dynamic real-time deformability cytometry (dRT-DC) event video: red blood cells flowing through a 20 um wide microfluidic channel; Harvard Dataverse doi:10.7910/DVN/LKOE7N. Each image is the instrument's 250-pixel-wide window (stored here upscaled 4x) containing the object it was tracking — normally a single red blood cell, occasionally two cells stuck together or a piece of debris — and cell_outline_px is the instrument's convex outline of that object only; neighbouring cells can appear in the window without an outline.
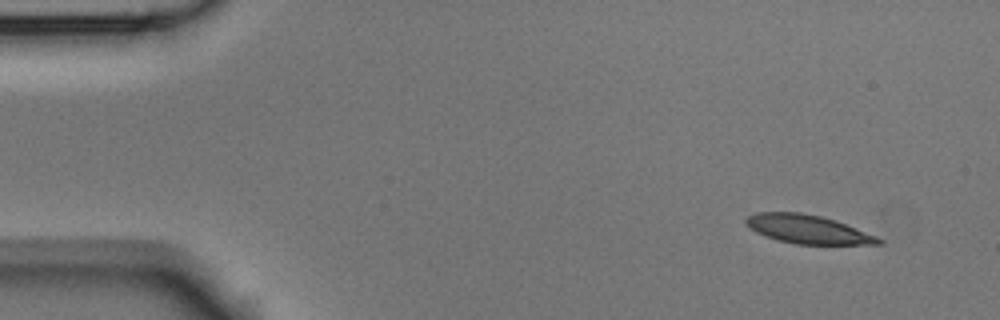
{"species": "Egyptian fruit bat (a non-hibernating species)", "species_latin": "Rousettus aegyptiacus", "temperature_condition": "room temperature", "stored_images_in_passage": 3, "camera_frame_rate_fps": 3000, "um_per_image_px": 0.085, "animal": {"sex": "male"}, "frame": {"image": 1, "passage_image": 1, "time_ms": 0.0, "image_size_px": [1000, 320], "cell_outline_px": [[884, 244], [796, 244], [776, 240], [764, 236], [756, 232], [744, 224], [744, 220], [748, 216], [756, 212], [800, 212], [820, 216], [836, 220], [876, 236], [884, 240]], "centroid_in_image_um": [68.63, 19.48], "position_along_channel_um": 16.4, "area_um2": 22.2}}